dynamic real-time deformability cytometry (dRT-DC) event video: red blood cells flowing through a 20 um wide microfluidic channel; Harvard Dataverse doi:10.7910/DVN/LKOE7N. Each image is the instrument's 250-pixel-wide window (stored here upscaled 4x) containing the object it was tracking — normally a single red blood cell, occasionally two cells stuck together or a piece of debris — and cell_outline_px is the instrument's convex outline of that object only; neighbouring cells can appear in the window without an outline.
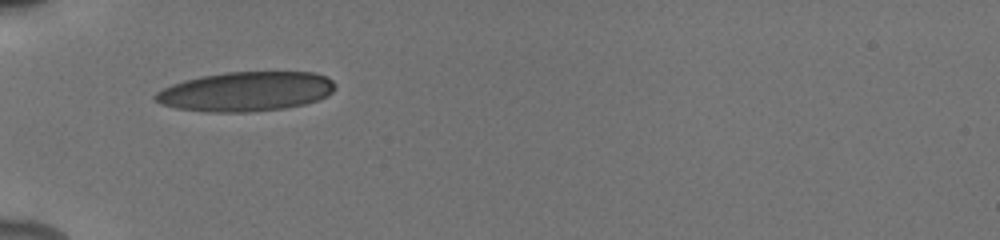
{"species": "human", "species_latin": "Homo sapiens", "temperature_condition": "cold", "stored_images_in_passage": 64, "camera_frame_rate_fps": 3000, "um_per_image_px": 0.085, "donor": {"sex": "male"}, "frame": {"image": 1, "passage_image": 1, "time_ms": 0.0, "image_size_px": [1000, 240], "cell_outline_px": [[336, 88], [328, 96], [320, 100], [304, 104], [284, 108], [248, 112], [204, 112], [176, 108], [160, 104], [152, 96], [156, 92], [172, 84], [184, 80], [200, 76], [228, 72], [312, 72], [324, 76], [332, 80], [336, 84]], "centroid_in_image_um": [20.9, 7.78], "position_along_channel_um": 64.1, "area_um2": 41.62}}
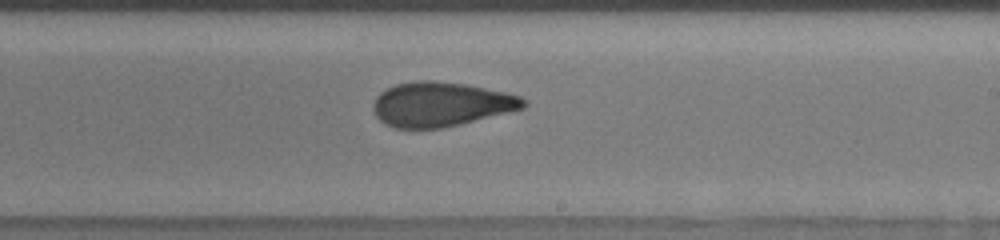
{"frame": {"image": 2, "passage_image": 25, "time_ms": 5.0, "image_size_px": [1000, 240], "cell_outline_px": [[528, 104], [524, 108], [460, 124], [440, 128], [396, 128], [384, 124], [376, 116], [372, 108], [372, 104], [376, 96], [380, 92], [396, 84], [416, 80], [432, 80], [468, 84], [504, 92], [520, 96], [528, 100]], "centroid_in_image_um": [37.47, 8.85], "position_along_channel_um": 251.5, "area_um2": 39.07}}
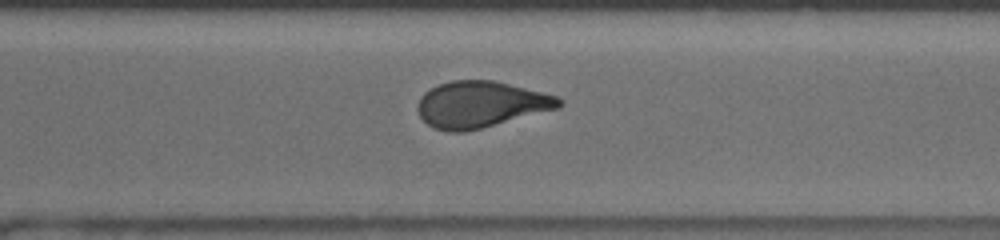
{"frame": {"image": 3, "passage_image": 32, "time_ms": 7.0, "image_size_px": [1000, 240], "cell_outline_px": [[564, 104], [560, 108], [464, 132], [448, 132], [432, 128], [420, 116], [416, 108], [416, 104], [420, 96], [424, 92], [440, 84], [452, 80], [492, 80], [556, 96], [564, 100]], "centroid_in_image_um": [40.83, 8.88], "position_along_channel_um": 329.8, "area_um2": 38.03}, "authors_computed_cell_mechanics": {"area_um2": 38.2925, "velocity_mm_per_s": 3.9166, "shape_relaxation_time_tau1_ms": 7.2177, "shape_relaxation_time_tau2_ms": 1.4599, "deformation_change_tau1": 0.2063, "deformation_change_tau2": 0.0869}}